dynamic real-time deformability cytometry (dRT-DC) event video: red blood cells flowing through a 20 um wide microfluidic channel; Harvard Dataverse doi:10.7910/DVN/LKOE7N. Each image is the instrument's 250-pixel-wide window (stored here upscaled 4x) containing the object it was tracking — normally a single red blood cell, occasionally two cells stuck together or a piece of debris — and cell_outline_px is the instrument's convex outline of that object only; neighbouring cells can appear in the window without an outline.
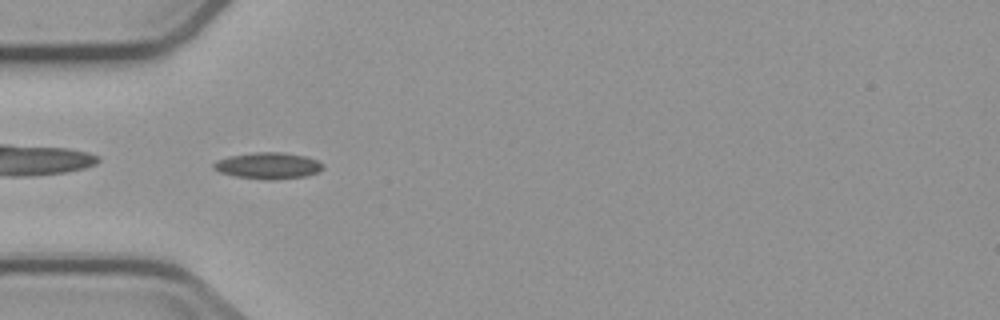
{"species": "common noctule bat (a hibernating species)", "species_latin": "Nyctalus noctula", "temperature_condition": "cold", "stored_images_in_passage": 8, "camera_frame_rate_fps": 3000, "um_per_image_px": 0.085, "animal": {"sex": "male", "body_mass_g": 23.1, "forearm_length_mm": 52.7}, "frame": {"image": 1, "passage_image": 5, "time_ms": 5.667, "image_size_px": [1000, 320], "cell_outline_px": [[324, 168], [316, 172], [304, 176], [272, 180], [264, 180], [236, 176], [220, 172], [212, 168], [212, 164], [216, 160], [228, 156], [256, 152], [280, 152], [304, 156], [316, 160], [324, 164]], "centroid_in_image_um": [22.75, 14.08], "position_along_channel_um": 62.3, "area_um2": 16.76}}
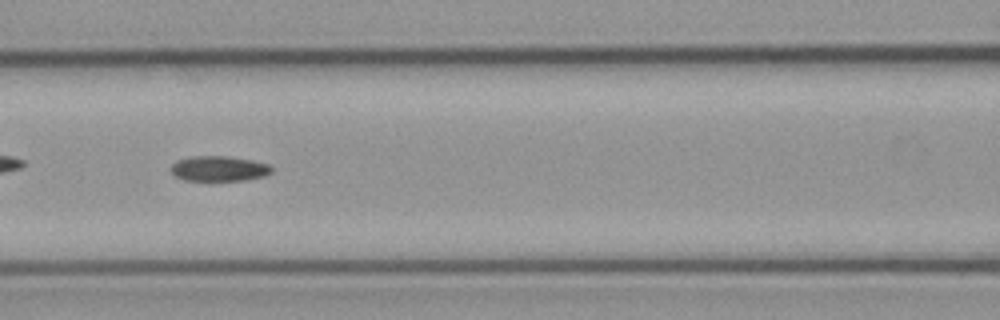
{"frame": {"image": 2, "passage_image": 7, "time_ms": 8.0, "image_size_px": [1000, 320], "cell_outline_px": [[272, 172], [264, 176], [244, 180], [212, 184], [208, 184], [184, 180], [176, 176], [172, 172], [172, 164], [176, 160], [192, 156], [224, 156], [248, 160], [268, 164], [272, 168]], "centroid_in_image_um": [18.56, 14.4], "position_along_channel_um": 148.0, "area_um2": 15.43}}
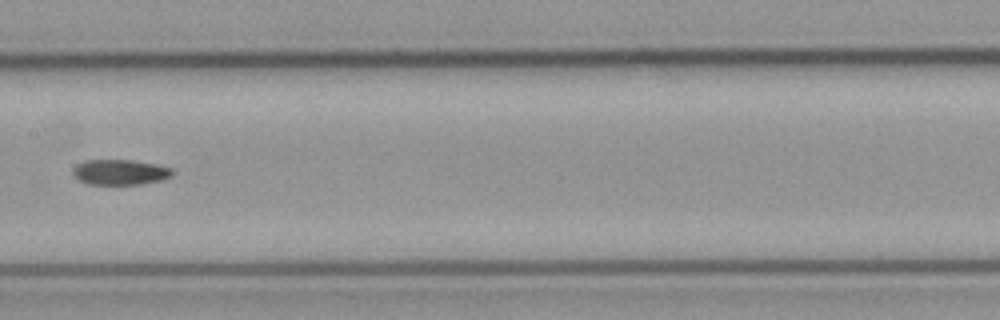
{"frame": {"image": 3, "passage_image": 8, "time_ms": 9.333, "image_size_px": [1000, 320], "cell_outline_px": [[176, 172], [172, 176], [164, 180], [140, 184], [88, 184], [80, 180], [72, 172], [72, 168], [88, 160], [132, 160], [156, 164], [172, 168]], "centroid_in_image_um": [10.29, 14.64], "position_along_channel_um": 197.1, "area_um2": 14.68}}